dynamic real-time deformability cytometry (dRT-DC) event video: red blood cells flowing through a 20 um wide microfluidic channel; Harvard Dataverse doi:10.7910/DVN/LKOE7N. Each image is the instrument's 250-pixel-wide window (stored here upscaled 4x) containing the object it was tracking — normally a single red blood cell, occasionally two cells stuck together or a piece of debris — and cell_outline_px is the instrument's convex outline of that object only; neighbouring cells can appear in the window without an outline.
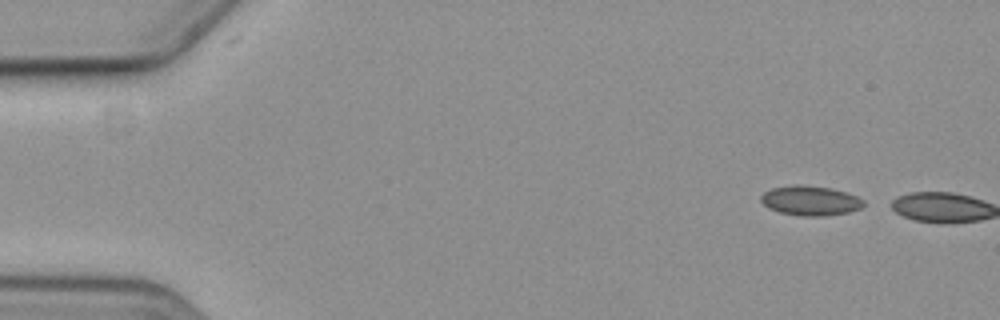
{"species": "common noctule bat (a hibernating species)", "species_latin": "Nyctalus noctula", "temperature_condition": "cold", "stored_images_in_passage": 2, "camera_frame_rate_fps": 3000, "um_per_image_px": 0.085, "animal": {"sex": "female", "body_mass_g": 19.3, "forearm_length_mm": 54.1}, "frame": {"image": 1, "passage_image": 1, "time_ms": 0.0, "image_size_px": [1000, 320], "cell_outline_px": [[864, 204], [860, 208], [848, 212], [824, 216], [804, 216], [780, 212], [768, 208], [760, 200], [760, 196], [764, 192], [772, 188], [792, 184], [796, 184], [832, 188], [856, 196], [864, 200]], "centroid_in_image_um": [68.85, 17.05], "position_along_channel_um": 16.1, "area_um2": 17.69}}